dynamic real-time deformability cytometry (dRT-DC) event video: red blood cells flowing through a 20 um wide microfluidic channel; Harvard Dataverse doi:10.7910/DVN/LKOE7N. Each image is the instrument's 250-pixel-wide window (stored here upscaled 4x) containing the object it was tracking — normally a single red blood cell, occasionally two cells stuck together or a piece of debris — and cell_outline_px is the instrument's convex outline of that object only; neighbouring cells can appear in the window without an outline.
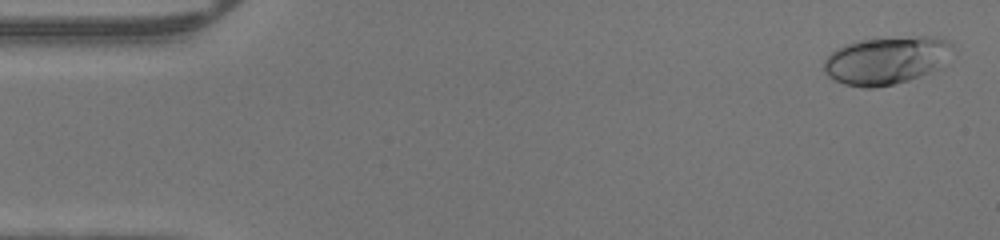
{"species": "human", "species_latin": "Homo sapiens", "temperature_condition": "warm", "stored_images_in_passage": 48, "camera_frame_rate_fps": 3000, "um_per_image_px": 0.085, "donor": {"sex": "male"}, "frame": {"image": 1, "passage_image": 2, "time_ms": 0.333, "image_size_px": [1000, 240], "cell_outline_px": [[952, 44], [944, 68], [908, 80], [892, 84], [872, 88], [864, 88], [844, 84], [828, 76], [824, 72], [824, 60], [832, 52], [848, 44], [860, 40], [916, 36], [940, 36], [948, 40]], "centroid_in_image_um": [75.39, 5.13], "position_along_channel_um": 9.6, "area_um2": 35.84}}
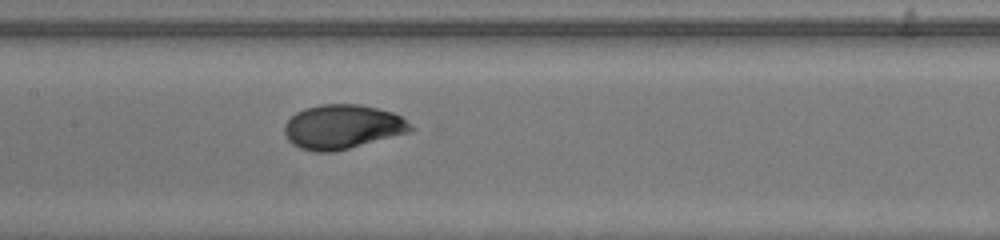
{"frame": {"image": 2, "passage_image": 23, "time_ms": 7.333, "image_size_px": [1000, 240], "cell_outline_px": [[416, 128], [412, 132], [336, 152], [316, 152], [300, 148], [292, 144], [288, 140], [284, 132], [284, 124], [296, 112], [304, 108], [320, 104], [360, 104], [392, 112], [400, 116], [412, 124]], "centroid_in_image_um": [29.13, 10.79], "position_along_channel_um": 178.3, "area_um2": 33.0}}
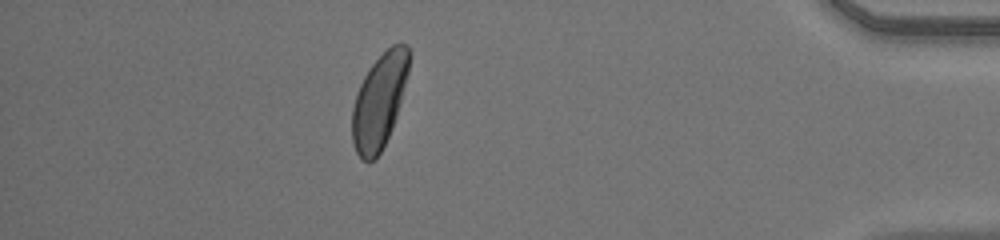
{"frame": {"image": 3, "passage_image": 42, "time_ms": 13.667, "image_size_px": [1000, 240], "cell_outline_px": [[412, 56], [408, 72], [396, 116], [392, 128], [376, 160], [368, 164], [360, 160], [352, 144], [352, 108], [360, 84], [368, 68], [392, 44], [408, 44], [412, 52]], "centroid_in_image_um": [32.24, 8.61], "position_along_channel_um": 403.0, "area_um2": 31.56}}